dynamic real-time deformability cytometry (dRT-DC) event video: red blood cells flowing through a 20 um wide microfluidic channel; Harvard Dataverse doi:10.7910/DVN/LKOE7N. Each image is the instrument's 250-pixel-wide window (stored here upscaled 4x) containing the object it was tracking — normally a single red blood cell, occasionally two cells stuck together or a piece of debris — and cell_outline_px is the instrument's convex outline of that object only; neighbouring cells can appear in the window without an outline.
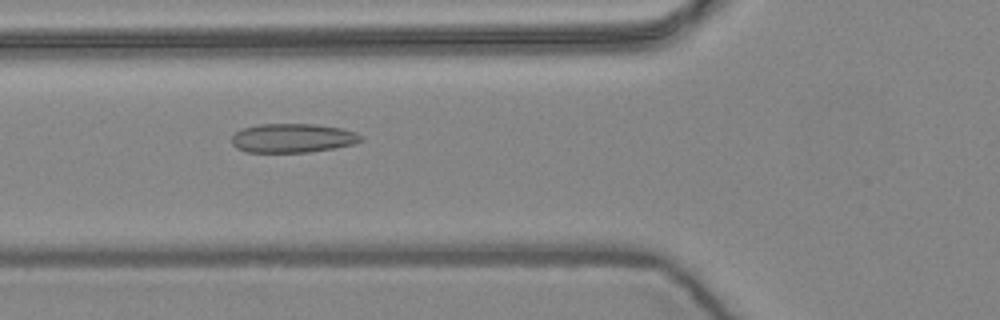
{"species": "common noctule bat (a hibernating species)", "species_latin": "Nyctalus noctula", "temperature_condition": "warm", "stored_images_in_passage": 6, "camera_frame_rate_fps": 3000, "um_per_image_px": 0.085, "animal": {"sex": "female", "body_mass_g": 24.6, "forearm_length_mm": 56.2}, "frame": {"image": 1, "passage_image": 5, "time_ms": 1.333, "image_size_px": [1000, 320], "cell_outline_px": [[364, 140], [356, 144], [336, 148], [308, 152], [248, 152], [236, 148], [232, 144], [232, 136], [236, 132], [244, 128], [260, 124], [316, 124], [340, 128], [356, 132], [364, 136]], "centroid_in_image_um": [24.94, 11.74], "position_along_channel_um": 100.9, "area_um2": 22.02}}
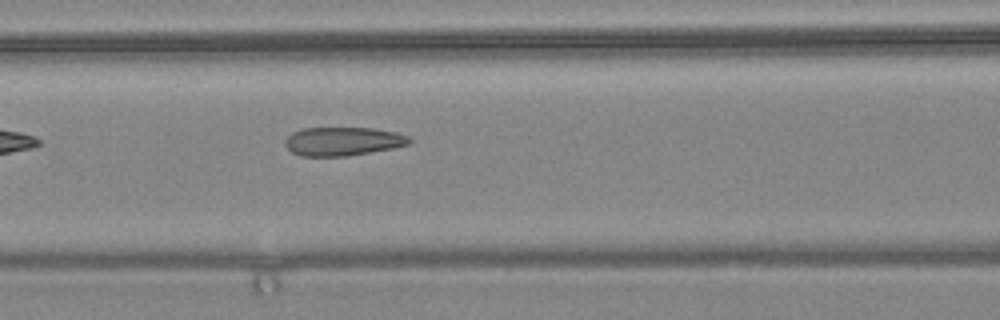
{"frame": {"image": 2, "passage_image": 6, "time_ms": 1.667, "image_size_px": [1000, 320], "cell_outline_px": [[412, 140], [408, 144], [392, 148], [348, 156], [300, 156], [292, 152], [284, 144], [284, 140], [292, 132], [304, 128], [372, 128], [396, 132], [408, 136]], "centroid_in_image_um": [29.12, 12.01], "position_along_channel_um": 137.5, "area_um2": 20.69}}